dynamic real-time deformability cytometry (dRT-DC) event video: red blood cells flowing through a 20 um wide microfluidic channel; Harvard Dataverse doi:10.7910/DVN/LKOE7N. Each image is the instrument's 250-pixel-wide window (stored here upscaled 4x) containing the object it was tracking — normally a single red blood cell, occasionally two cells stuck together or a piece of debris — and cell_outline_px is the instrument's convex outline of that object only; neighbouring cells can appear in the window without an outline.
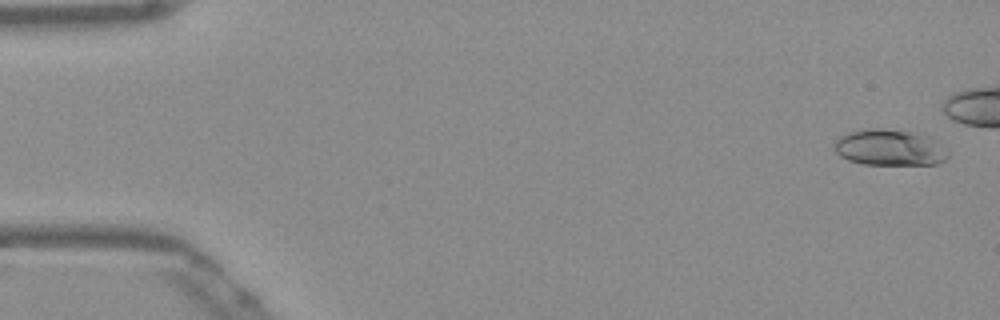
{"species": "Egyptian fruit bat (a non-hibernating species)", "species_latin": "Rousettus aegyptiacus", "temperature_condition": "warm", "stored_images_in_passage": 43, "camera_frame_rate_fps": 3000, "um_per_image_px": 0.085, "frame": {"image": 1, "passage_image": 2, "time_ms": 0.333, "image_size_px": [1000, 320], "cell_outline_px": [[948, 156], [944, 160], [936, 164], [864, 164], [848, 160], [840, 156], [832, 148], [836, 140], [840, 136], [848, 132], [864, 128], [884, 128], [908, 132], [928, 136], [936, 140], [948, 152]], "centroid_in_image_um": [75.57, 12.54], "position_along_channel_um": 9.4, "area_um2": 23.93}}
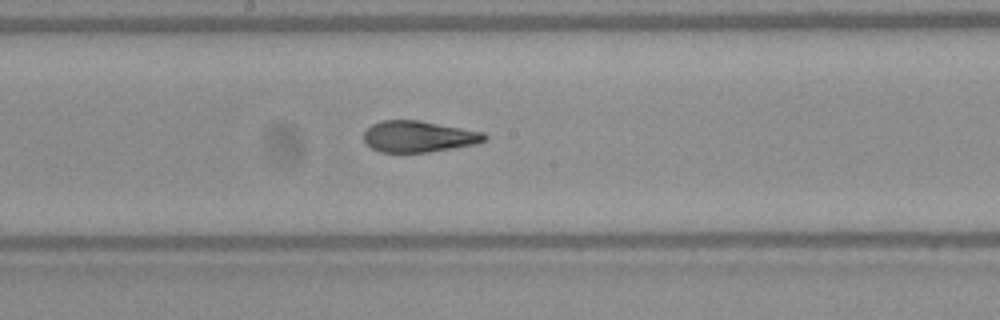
{"frame": {"image": 2, "passage_image": 28, "time_ms": 9.0, "image_size_px": [1000, 320], "cell_outline_px": [[488, 140], [476, 144], [428, 152], [380, 152], [372, 148], [364, 140], [364, 132], [372, 124], [380, 120], [420, 120], [484, 132], [488, 136]], "centroid_in_image_um": [35.61, 11.59], "position_along_channel_um": 212.6, "area_um2": 22.08}}
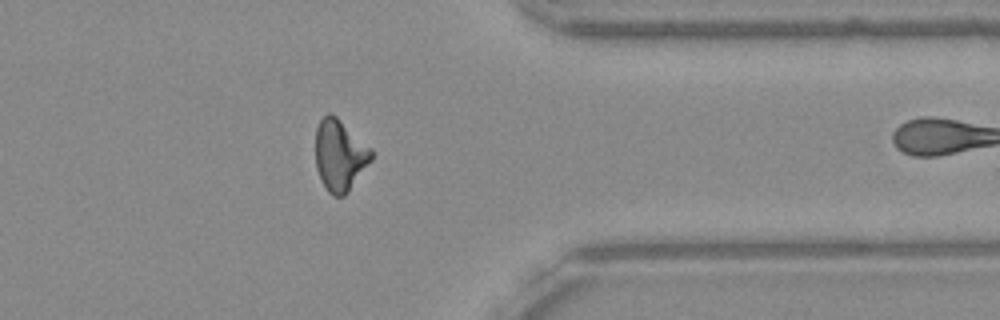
{"frame": {"image": 3, "passage_image": 42, "time_ms": 13.667, "image_size_px": [1000, 320], "cell_outline_px": [[372, 160], [348, 192], [344, 196], [332, 196], [328, 192], [316, 168], [316, 128], [320, 120], [328, 112], [336, 116], [372, 148]], "centroid_in_image_um": [28.89, 13.19], "position_along_channel_um": 382.5, "area_um2": 23.12}}